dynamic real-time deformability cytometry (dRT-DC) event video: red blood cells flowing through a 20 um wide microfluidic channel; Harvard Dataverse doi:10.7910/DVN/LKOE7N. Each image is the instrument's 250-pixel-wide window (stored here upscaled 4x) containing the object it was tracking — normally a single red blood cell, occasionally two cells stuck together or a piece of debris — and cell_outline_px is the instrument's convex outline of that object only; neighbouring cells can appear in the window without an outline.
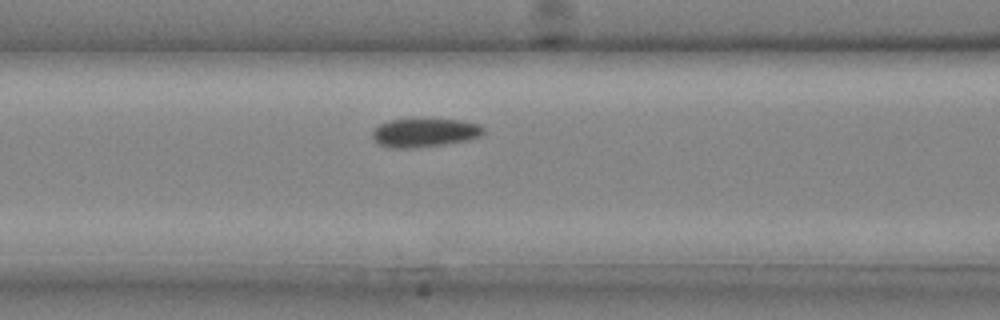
{"species": "common noctule bat (a hibernating species)", "species_latin": "Nyctalus noctula", "temperature_condition": "cold", "stored_images_in_passage": 5, "camera_frame_rate_fps": 3000, "um_per_image_px": 0.085, "animal": {"sex": "male", "body_mass_g": 20.4}, "frame": {"image": 1, "passage_image": 4, "time_ms": 1.0, "image_size_px": [1000, 320], "cell_outline_px": [[484, 132], [480, 136], [464, 140], [444, 144], [420, 148], [388, 148], [376, 144], [372, 136], [372, 132], [380, 124], [388, 120], [460, 120], [480, 124], [484, 128]], "centroid_in_image_um": [36.05, 11.3], "position_along_channel_um": 130.6, "area_um2": 18.44}}